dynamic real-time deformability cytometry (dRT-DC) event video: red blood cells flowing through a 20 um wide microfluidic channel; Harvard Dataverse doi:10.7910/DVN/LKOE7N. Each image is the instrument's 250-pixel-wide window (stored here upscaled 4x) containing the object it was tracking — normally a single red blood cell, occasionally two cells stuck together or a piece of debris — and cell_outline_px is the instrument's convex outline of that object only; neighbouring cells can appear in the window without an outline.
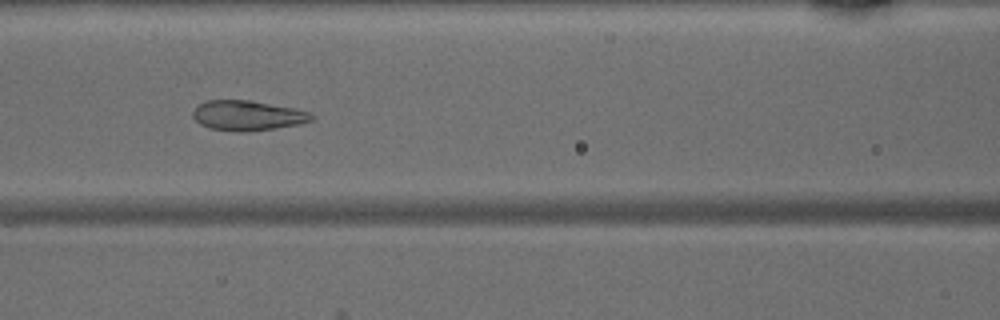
{"species": "common noctule bat (a hibernating species)", "species_latin": "Nyctalus noctula", "temperature_condition": "warm", "stored_images_in_passage": 38, "camera_frame_rate_fps": 3000, "um_per_image_px": 0.085, "animal": {"sex": "male", "body_mass_g": 15.6}, "frame": {"image": 1, "passage_image": 11, "time_ms": 3.333, "image_size_px": [1000, 320], "cell_outline_px": [[316, 116], [312, 120], [300, 124], [276, 128], [240, 132], [208, 128], [200, 124], [192, 116], [192, 112], [200, 104], [208, 100], [248, 100], [296, 108], [312, 112]], "centroid_in_image_um": [21.09, 9.82], "position_along_channel_um": 145.5, "area_um2": 20.81}}
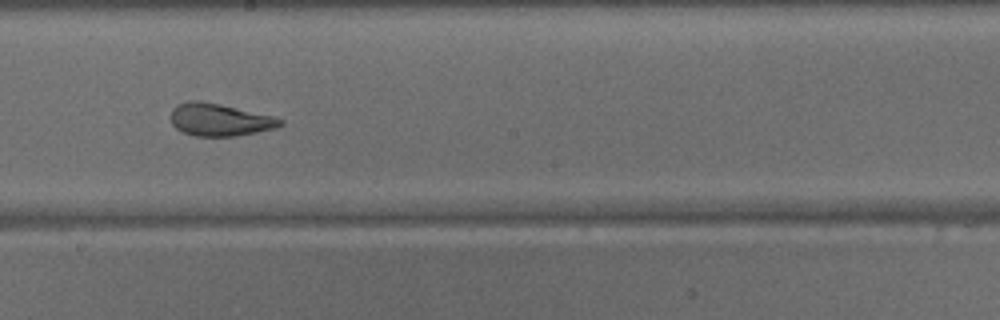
{"frame": {"image": 2, "passage_image": 17, "time_ms": 5.333, "image_size_px": [1000, 320], "cell_outline_px": [[284, 124], [276, 128], [236, 136], [196, 136], [184, 132], [176, 128], [172, 124], [168, 116], [172, 108], [176, 104], [188, 100], [200, 100], [220, 104], [272, 116], [284, 120]], "centroid_in_image_um": [18.62, 10.17], "position_along_channel_um": 229.6, "area_um2": 20.87}}
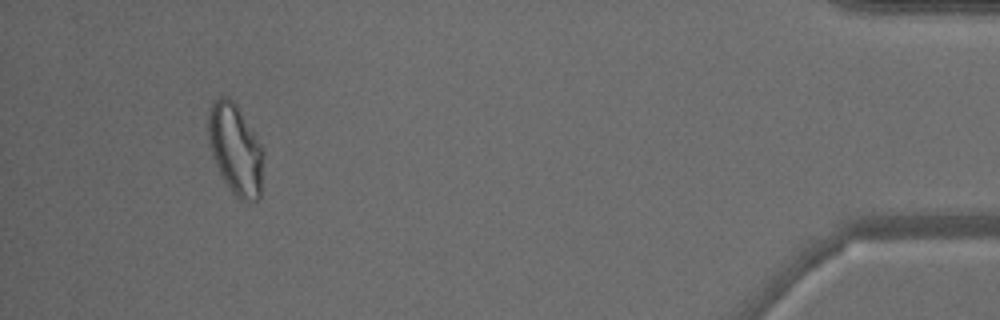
{"frame": {"image": 3, "passage_image": 35, "time_ms": 11.333, "image_size_px": [1000, 320], "cell_outline_px": [[264, 156], [260, 196], [256, 200], [240, 200], [232, 192], [224, 180], [212, 156], [208, 140], [208, 116], [212, 100], [220, 96], [228, 96], [236, 104], [260, 144], [264, 152]], "centroid_in_image_um": [20.0, 12.67], "position_along_channel_um": 415.2, "area_um2": 28.96}}